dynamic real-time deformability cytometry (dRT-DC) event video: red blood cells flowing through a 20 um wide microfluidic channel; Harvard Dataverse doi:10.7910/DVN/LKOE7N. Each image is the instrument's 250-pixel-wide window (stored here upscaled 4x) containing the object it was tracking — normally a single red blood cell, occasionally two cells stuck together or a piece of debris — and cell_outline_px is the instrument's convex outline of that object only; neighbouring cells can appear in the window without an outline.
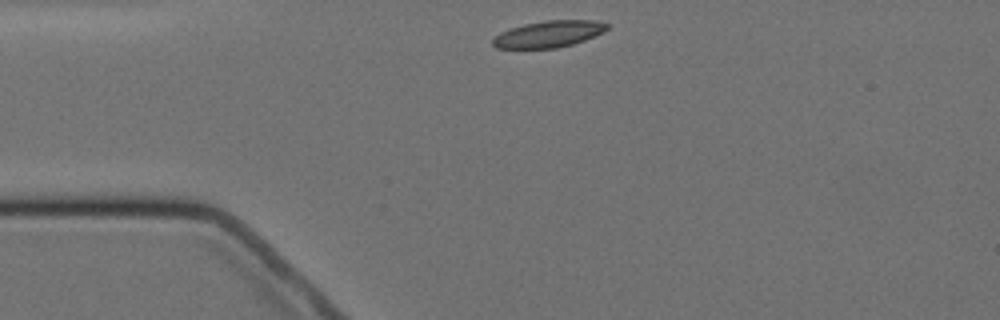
{"species": "Egyptian fruit bat (a non-hibernating species)", "species_latin": "Rousettus aegyptiacus", "temperature_condition": "cold", "stored_images_in_passage": 3, "camera_frame_rate_fps": 3000, "um_per_image_px": 0.085, "animal": {"sex": "female"}, "frame": {"image": 1, "passage_image": 1, "time_ms": 0.0, "image_size_px": [1000, 320], "cell_outline_px": [[608, 28], [604, 32], [584, 40], [572, 44], [556, 48], [496, 48], [492, 44], [492, 40], [500, 32], [524, 24], [548, 20], [596, 20], [608, 24]], "centroid_in_image_um": [46.65, 2.89], "position_along_channel_um": 38.3, "area_um2": 17.57}}